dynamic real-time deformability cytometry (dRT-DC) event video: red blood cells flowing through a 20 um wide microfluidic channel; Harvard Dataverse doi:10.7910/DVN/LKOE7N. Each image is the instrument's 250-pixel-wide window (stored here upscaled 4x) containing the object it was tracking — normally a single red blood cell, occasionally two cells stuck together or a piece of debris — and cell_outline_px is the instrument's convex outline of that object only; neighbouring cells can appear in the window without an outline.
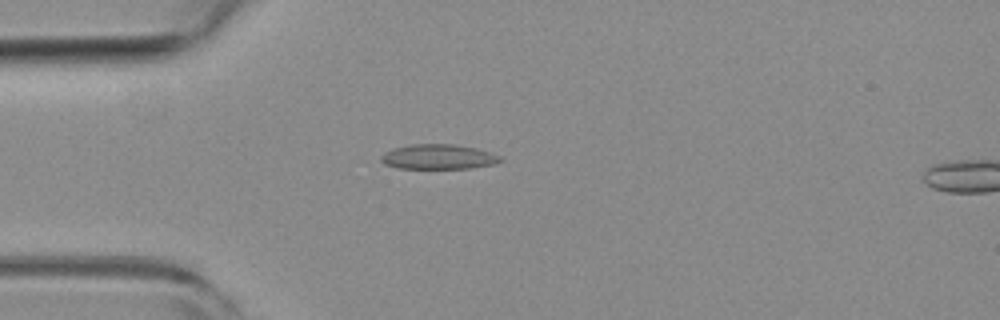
{"species": "common noctule bat (a hibernating species)", "species_latin": "Nyctalus noctula", "temperature_condition": "room temperature", "stored_images_in_passage": 54, "camera_frame_rate_fps": 3000, "um_per_image_px": 0.085, "animal": {"sex": "female", "body_mass_g": 19.3, "forearm_length_mm": 54.1}, "frame": {"image": 1, "passage_image": 14, "time_ms": 4.333, "image_size_px": [1000, 320], "cell_outline_px": [[504, 160], [496, 164], [472, 168], [400, 168], [384, 164], [380, 160], [380, 156], [384, 152], [392, 148], [412, 144], [456, 144], [476, 148], [500, 156]], "centroid_in_image_um": [37.26, 13.32], "position_along_channel_um": 47.7, "area_um2": 17.4}}
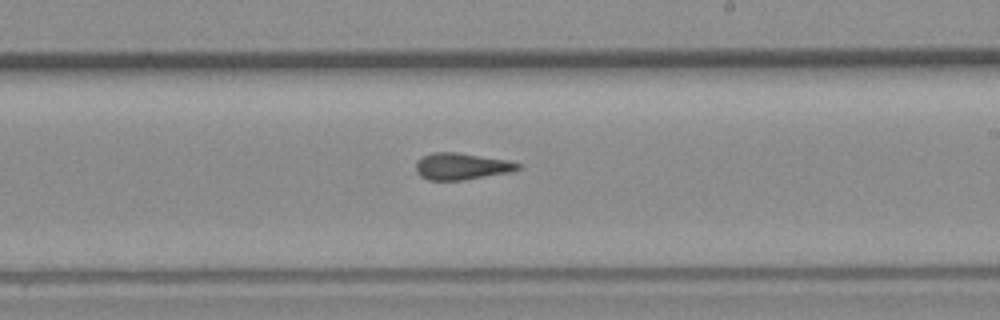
{"frame": {"image": 2, "passage_image": 31, "time_ms": 10.0, "image_size_px": [1000, 320], "cell_outline_px": [[520, 168], [512, 172], [464, 180], [428, 180], [420, 176], [416, 172], [416, 160], [420, 156], [432, 152], [456, 152], [508, 160], [520, 164]], "centroid_in_image_um": [39.19, 14.13], "position_along_channel_um": 249.8, "area_um2": 16.07}}
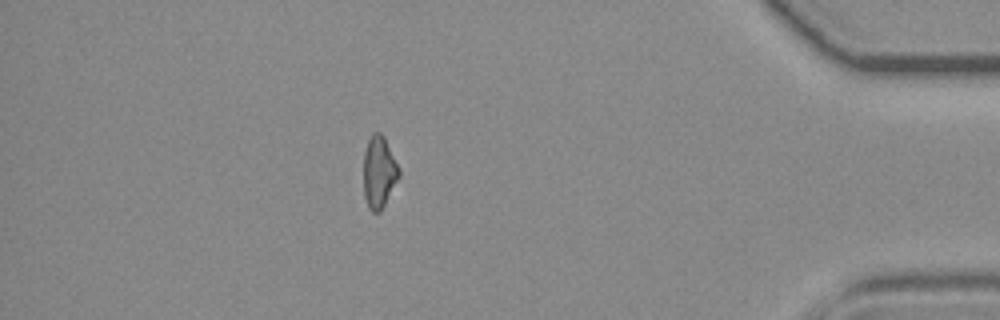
{"frame": {"image": 3, "passage_image": 47, "time_ms": 15.333, "image_size_px": [1000, 320], "cell_outline_px": [[400, 176], [380, 212], [372, 212], [368, 208], [364, 196], [364, 152], [368, 140], [372, 132], [380, 132], [384, 136], [400, 168]], "centroid_in_image_um": [32.22, 14.62], "position_along_channel_um": 403.0, "area_um2": 14.97}, "authors_computed_cell_mechanics": {"area_um2": 16.1262, "velocity_mm_per_s": 3.7862, "shape_relaxation_time_tau1_ms": null, "shape_relaxation_time_tau2_ms": 3.1639, "deformation_change_tau1": null, "deformation_change_tau2": 0.1063}}